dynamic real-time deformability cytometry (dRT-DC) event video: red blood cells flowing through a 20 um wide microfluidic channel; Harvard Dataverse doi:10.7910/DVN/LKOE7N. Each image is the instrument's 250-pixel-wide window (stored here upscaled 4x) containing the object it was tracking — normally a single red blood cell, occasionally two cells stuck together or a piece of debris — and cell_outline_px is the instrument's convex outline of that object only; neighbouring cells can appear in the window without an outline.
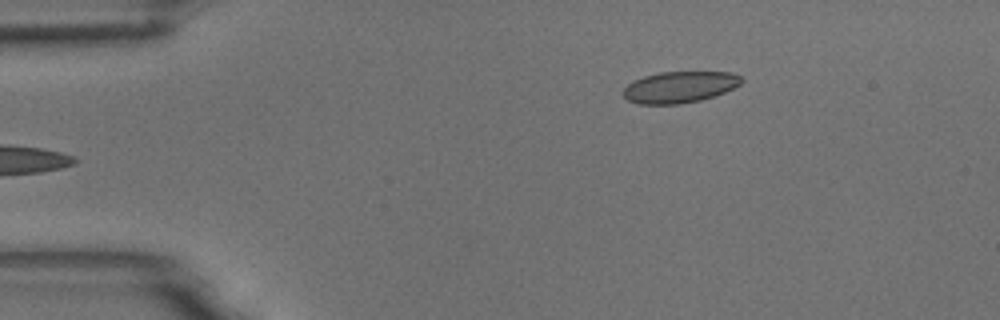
{"species": "common noctule bat (a hibernating species)", "species_latin": "Nyctalus noctula", "temperature_condition": "room temperature", "stored_images_in_passage": 5, "camera_frame_rate_fps": 3000, "um_per_image_px": 0.085, "animal": {"sex": "male", "body_mass_g": 18.8}, "frame": {"image": 1, "passage_image": 5, "time_ms": 1.333, "image_size_px": [1000, 320], "cell_outline_px": [[744, 80], [740, 84], [724, 92], [700, 100], [680, 104], [640, 104], [628, 100], [620, 92], [628, 84], [644, 76], [660, 72], [732, 72], [740, 76]], "centroid_in_image_um": [57.75, 7.4], "position_along_channel_um": 27.2, "area_um2": 21.5}}